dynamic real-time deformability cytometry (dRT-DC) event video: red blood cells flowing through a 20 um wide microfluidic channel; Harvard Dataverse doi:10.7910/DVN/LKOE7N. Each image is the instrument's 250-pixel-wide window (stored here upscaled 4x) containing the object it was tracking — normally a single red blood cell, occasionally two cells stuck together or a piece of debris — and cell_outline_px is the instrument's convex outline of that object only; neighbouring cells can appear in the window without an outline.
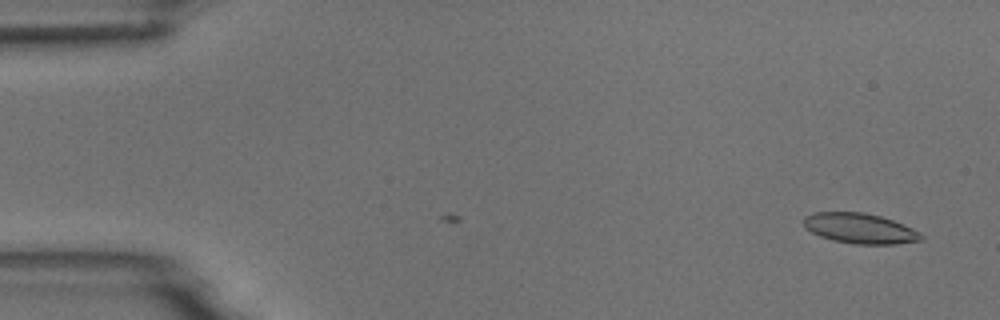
{"species": "common noctule bat (a hibernating species)", "species_latin": "Nyctalus noctula", "temperature_condition": "room temperature", "stored_images_in_passage": 3, "camera_frame_rate_fps": 3000, "um_per_image_px": 0.085, "animal": {"sex": "male", "body_mass_g": 18.8}, "frame": {"image": 1, "passage_image": 3, "time_ms": 2.333, "image_size_px": [1000, 320], "cell_outline_px": [[924, 240], [896, 244], [856, 244], [832, 240], [820, 236], [804, 228], [804, 216], [816, 212], [864, 212], [880, 216], [892, 220], [912, 228], [920, 232], [924, 236]], "centroid_in_image_um": [73.1, 19.42], "position_along_channel_um": 11.9, "area_um2": 20.75}}